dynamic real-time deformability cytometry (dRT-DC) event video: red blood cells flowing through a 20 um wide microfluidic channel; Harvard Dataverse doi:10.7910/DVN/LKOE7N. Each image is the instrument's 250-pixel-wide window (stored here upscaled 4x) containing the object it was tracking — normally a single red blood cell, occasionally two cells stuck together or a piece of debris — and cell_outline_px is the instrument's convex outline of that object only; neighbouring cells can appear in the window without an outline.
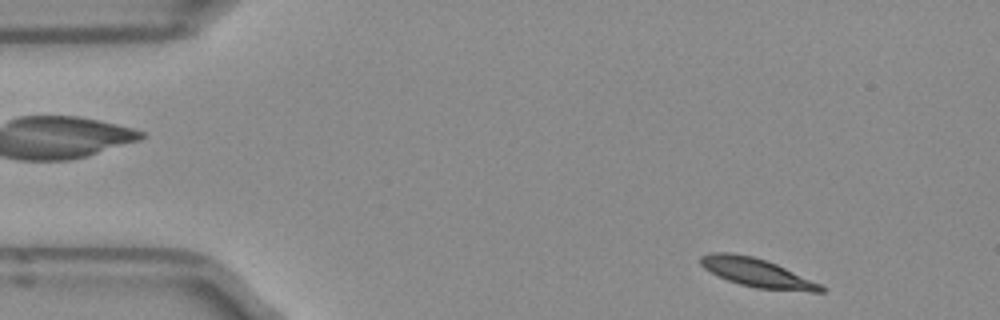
{"species": "Egyptian fruit bat (a non-hibernating species)", "species_latin": "Rousettus aegyptiacus", "temperature_condition": "room temperature", "stored_images_in_passage": 47, "camera_frame_rate_fps": 3000, "um_per_image_px": 0.085, "frame": {"image": 1, "passage_image": 1, "time_ms": 0.0, "image_size_px": [1000, 320], "cell_outline_px": [[824, 292], [812, 292], [756, 288], [740, 284], [728, 280], [704, 268], [700, 264], [700, 256], [712, 252], [732, 252], [752, 256], [776, 264], [820, 284], [824, 288]], "centroid_in_image_um": [64.31, 23.17], "position_along_channel_um": 20.7, "area_um2": 19.77}}
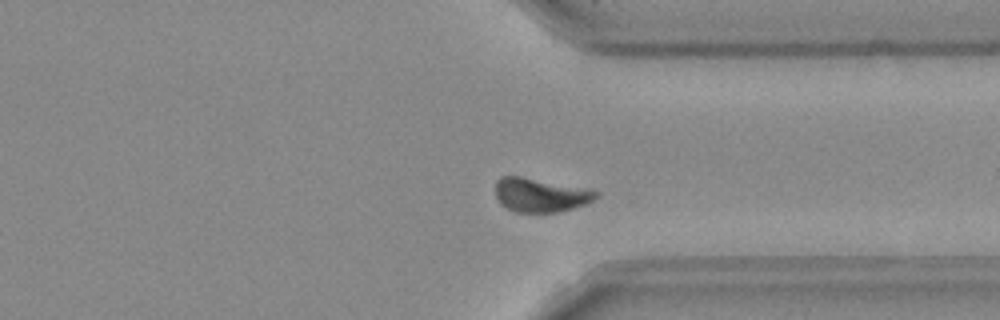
{"frame": {"image": 2, "passage_image": 34, "time_ms": 11.0, "image_size_px": [1000, 320], "cell_outline_px": [[600, 196], [584, 204], [572, 208], [556, 212], [516, 212], [500, 204], [496, 196], [496, 180], [500, 176], [520, 176], [600, 192]], "centroid_in_image_um": [45.88, 16.58], "position_along_channel_um": 365.5, "area_um2": 19.42}}
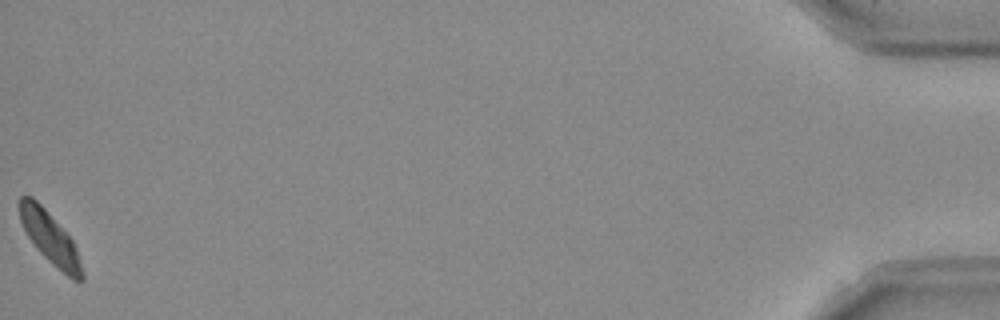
{"frame": {"image": 3, "passage_image": 47, "time_ms": 15.333, "image_size_px": [1000, 320], "cell_outline_px": [[84, 280], [72, 280], [48, 260], [36, 248], [28, 236], [20, 220], [16, 204], [20, 196], [32, 196], [44, 208], [72, 240], [76, 248], [84, 272]], "centroid_in_image_um": [4.22, 20.21], "position_along_channel_um": 431.0, "area_um2": 18.73}, "authors_computed_cell_mechanics": {"area_um2": 20.23, "velocity_mm_per_s": 3.875, "shape_relaxation_time_tau1_ms": 2.1457, "shape_relaxation_time_tau2_ms": null, "deformation_change_tau1": 0.1006, "deformation_change_tau2": null}}